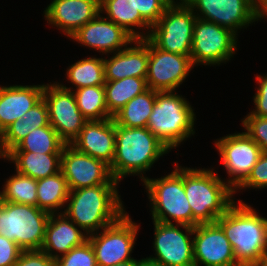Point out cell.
Listing matches in <instances>:
<instances>
[{"label": "cell", "instance_id": "cell-6", "mask_svg": "<svg viewBox=\"0 0 267 266\" xmlns=\"http://www.w3.org/2000/svg\"><path fill=\"white\" fill-rule=\"evenodd\" d=\"M174 165L173 171L161 178L143 180L152 220L194 227V217L184 191V166L177 162Z\"/></svg>", "mask_w": 267, "mask_h": 266}, {"label": "cell", "instance_id": "cell-16", "mask_svg": "<svg viewBox=\"0 0 267 266\" xmlns=\"http://www.w3.org/2000/svg\"><path fill=\"white\" fill-rule=\"evenodd\" d=\"M60 171L67 180L69 190L103 184H119L112 176L110 165L78 152L71 145H65L62 149Z\"/></svg>", "mask_w": 267, "mask_h": 266}, {"label": "cell", "instance_id": "cell-29", "mask_svg": "<svg viewBox=\"0 0 267 266\" xmlns=\"http://www.w3.org/2000/svg\"><path fill=\"white\" fill-rule=\"evenodd\" d=\"M106 107L113 116L132 98L148 89L146 78L126 77L115 81H106L104 84Z\"/></svg>", "mask_w": 267, "mask_h": 266}, {"label": "cell", "instance_id": "cell-12", "mask_svg": "<svg viewBox=\"0 0 267 266\" xmlns=\"http://www.w3.org/2000/svg\"><path fill=\"white\" fill-rule=\"evenodd\" d=\"M155 256L146 257L162 266H195L193 252L194 227L153 221ZM185 230V232L180 229Z\"/></svg>", "mask_w": 267, "mask_h": 266}, {"label": "cell", "instance_id": "cell-7", "mask_svg": "<svg viewBox=\"0 0 267 266\" xmlns=\"http://www.w3.org/2000/svg\"><path fill=\"white\" fill-rule=\"evenodd\" d=\"M50 213L36 206L0 201V235L22 250H40Z\"/></svg>", "mask_w": 267, "mask_h": 266}, {"label": "cell", "instance_id": "cell-14", "mask_svg": "<svg viewBox=\"0 0 267 266\" xmlns=\"http://www.w3.org/2000/svg\"><path fill=\"white\" fill-rule=\"evenodd\" d=\"M185 3L197 18L216 23L236 34L258 21V0H185Z\"/></svg>", "mask_w": 267, "mask_h": 266}, {"label": "cell", "instance_id": "cell-37", "mask_svg": "<svg viewBox=\"0 0 267 266\" xmlns=\"http://www.w3.org/2000/svg\"><path fill=\"white\" fill-rule=\"evenodd\" d=\"M135 10L152 27L164 14L166 5L161 0H131Z\"/></svg>", "mask_w": 267, "mask_h": 266}, {"label": "cell", "instance_id": "cell-1", "mask_svg": "<svg viewBox=\"0 0 267 266\" xmlns=\"http://www.w3.org/2000/svg\"><path fill=\"white\" fill-rule=\"evenodd\" d=\"M255 210L239 199L216 220L240 266H258L267 257V218Z\"/></svg>", "mask_w": 267, "mask_h": 266}, {"label": "cell", "instance_id": "cell-43", "mask_svg": "<svg viewBox=\"0 0 267 266\" xmlns=\"http://www.w3.org/2000/svg\"><path fill=\"white\" fill-rule=\"evenodd\" d=\"M138 266H162L161 264L150 261L147 258L140 259Z\"/></svg>", "mask_w": 267, "mask_h": 266}, {"label": "cell", "instance_id": "cell-44", "mask_svg": "<svg viewBox=\"0 0 267 266\" xmlns=\"http://www.w3.org/2000/svg\"><path fill=\"white\" fill-rule=\"evenodd\" d=\"M140 259H133L130 261H126V262H122V263H118L117 265H112V266H138Z\"/></svg>", "mask_w": 267, "mask_h": 266}, {"label": "cell", "instance_id": "cell-15", "mask_svg": "<svg viewBox=\"0 0 267 266\" xmlns=\"http://www.w3.org/2000/svg\"><path fill=\"white\" fill-rule=\"evenodd\" d=\"M194 68L190 55L163 51L149 40L146 83L157 92L175 91Z\"/></svg>", "mask_w": 267, "mask_h": 266}, {"label": "cell", "instance_id": "cell-18", "mask_svg": "<svg viewBox=\"0 0 267 266\" xmlns=\"http://www.w3.org/2000/svg\"><path fill=\"white\" fill-rule=\"evenodd\" d=\"M70 39L92 50H98L102 55H109V53L111 55L124 49L134 38L122 27L99 13L76 31Z\"/></svg>", "mask_w": 267, "mask_h": 266}, {"label": "cell", "instance_id": "cell-3", "mask_svg": "<svg viewBox=\"0 0 267 266\" xmlns=\"http://www.w3.org/2000/svg\"><path fill=\"white\" fill-rule=\"evenodd\" d=\"M169 151L147 127L129 128L115 124V156L110 165L112 176L118 182L128 175L139 176L143 181L144 174Z\"/></svg>", "mask_w": 267, "mask_h": 266}, {"label": "cell", "instance_id": "cell-8", "mask_svg": "<svg viewBox=\"0 0 267 266\" xmlns=\"http://www.w3.org/2000/svg\"><path fill=\"white\" fill-rule=\"evenodd\" d=\"M196 18L185 2L167 6L164 14L151 27L148 39L163 51L190 55Z\"/></svg>", "mask_w": 267, "mask_h": 266}, {"label": "cell", "instance_id": "cell-22", "mask_svg": "<svg viewBox=\"0 0 267 266\" xmlns=\"http://www.w3.org/2000/svg\"><path fill=\"white\" fill-rule=\"evenodd\" d=\"M82 231L64 213H52L46 226L44 241L40 250L56 260L72 248L88 240V234Z\"/></svg>", "mask_w": 267, "mask_h": 266}, {"label": "cell", "instance_id": "cell-4", "mask_svg": "<svg viewBox=\"0 0 267 266\" xmlns=\"http://www.w3.org/2000/svg\"><path fill=\"white\" fill-rule=\"evenodd\" d=\"M184 191L198 224L215 223L236 201L234 190L214 169L184 167Z\"/></svg>", "mask_w": 267, "mask_h": 266}, {"label": "cell", "instance_id": "cell-33", "mask_svg": "<svg viewBox=\"0 0 267 266\" xmlns=\"http://www.w3.org/2000/svg\"><path fill=\"white\" fill-rule=\"evenodd\" d=\"M65 145L56 130L49 124L28 133L11 151H29L41 154L62 153Z\"/></svg>", "mask_w": 267, "mask_h": 266}, {"label": "cell", "instance_id": "cell-10", "mask_svg": "<svg viewBox=\"0 0 267 266\" xmlns=\"http://www.w3.org/2000/svg\"><path fill=\"white\" fill-rule=\"evenodd\" d=\"M237 36L228 28L196 18L190 53L193 66L226 64L236 53Z\"/></svg>", "mask_w": 267, "mask_h": 266}, {"label": "cell", "instance_id": "cell-26", "mask_svg": "<svg viewBox=\"0 0 267 266\" xmlns=\"http://www.w3.org/2000/svg\"><path fill=\"white\" fill-rule=\"evenodd\" d=\"M48 107L42 98L35 106L4 130V142L8 153L14 149L31 131L48 126Z\"/></svg>", "mask_w": 267, "mask_h": 266}, {"label": "cell", "instance_id": "cell-5", "mask_svg": "<svg viewBox=\"0 0 267 266\" xmlns=\"http://www.w3.org/2000/svg\"><path fill=\"white\" fill-rule=\"evenodd\" d=\"M177 91H156L147 129L170 151L195 134L196 114L186 98Z\"/></svg>", "mask_w": 267, "mask_h": 266}, {"label": "cell", "instance_id": "cell-41", "mask_svg": "<svg viewBox=\"0 0 267 266\" xmlns=\"http://www.w3.org/2000/svg\"><path fill=\"white\" fill-rule=\"evenodd\" d=\"M267 18V0H258V20Z\"/></svg>", "mask_w": 267, "mask_h": 266}, {"label": "cell", "instance_id": "cell-25", "mask_svg": "<svg viewBox=\"0 0 267 266\" xmlns=\"http://www.w3.org/2000/svg\"><path fill=\"white\" fill-rule=\"evenodd\" d=\"M61 154L10 151L8 161L15 164V171L18 173L39 180L60 172Z\"/></svg>", "mask_w": 267, "mask_h": 266}, {"label": "cell", "instance_id": "cell-17", "mask_svg": "<svg viewBox=\"0 0 267 266\" xmlns=\"http://www.w3.org/2000/svg\"><path fill=\"white\" fill-rule=\"evenodd\" d=\"M193 252L195 266H240L232 245L216 222L194 227Z\"/></svg>", "mask_w": 267, "mask_h": 266}, {"label": "cell", "instance_id": "cell-35", "mask_svg": "<svg viewBox=\"0 0 267 266\" xmlns=\"http://www.w3.org/2000/svg\"><path fill=\"white\" fill-rule=\"evenodd\" d=\"M241 120L244 131L267 153V117L246 115Z\"/></svg>", "mask_w": 267, "mask_h": 266}, {"label": "cell", "instance_id": "cell-45", "mask_svg": "<svg viewBox=\"0 0 267 266\" xmlns=\"http://www.w3.org/2000/svg\"><path fill=\"white\" fill-rule=\"evenodd\" d=\"M166 6H173V5H176V4H179V3H183L185 2V0H161Z\"/></svg>", "mask_w": 267, "mask_h": 266}, {"label": "cell", "instance_id": "cell-21", "mask_svg": "<svg viewBox=\"0 0 267 266\" xmlns=\"http://www.w3.org/2000/svg\"><path fill=\"white\" fill-rule=\"evenodd\" d=\"M148 59L149 39H133L124 49L104 59L105 80L115 81L126 77L146 78Z\"/></svg>", "mask_w": 267, "mask_h": 266}, {"label": "cell", "instance_id": "cell-40", "mask_svg": "<svg viewBox=\"0 0 267 266\" xmlns=\"http://www.w3.org/2000/svg\"><path fill=\"white\" fill-rule=\"evenodd\" d=\"M22 249L15 243L0 235V266H13Z\"/></svg>", "mask_w": 267, "mask_h": 266}, {"label": "cell", "instance_id": "cell-20", "mask_svg": "<svg viewBox=\"0 0 267 266\" xmlns=\"http://www.w3.org/2000/svg\"><path fill=\"white\" fill-rule=\"evenodd\" d=\"M71 146L78 152L111 165L115 156V122L113 118L87 121Z\"/></svg>", "mask_w": 267, "mask_h": 266}, {"label": "cell", "instance_id": "cell-23", "mask_svg": "<svg viewBox=\"0 0 267 266\" xmlns=\"http://www.w3.org/2000/svg\"><path fill=\"white\" fill-rule=\"evenodd\" d=\"M44 84L0 86V127L9 125L43 98Z\"/></svg>", "mask_w": 267, "mask_h": 266}, {"label": "cell", "instance_id": "cell-11", "mask_svg": "<svg viewBox=\"0 0 267 266\" xmlns=\"http://www.w3.org/2000/svg\"><path fill=\"white\" fill-rule=\"evenodd\" d=\"M59 82L44 84L43 99L48 107L50 125L66 144L78 137L87 119L80 112L73 88Z\"/></svg>", "mask_w": 267, "mask_h": 266}, {"label": "cell", "instance_id": "cell-9", "mask_svg": "<svg viewBox=\"0 0 267 266\" xmlns=\"http://www.w3.org/2000/svg\"><path fill=\"white\" fill-rule=\"evenodd\" d=\"M139 225L124 213L116 222L88 235L98 266H112L133 260L131 253L137 241Z\"/></svg>", "mask_w": 267, "mask_h": 266}, {"label": "cell", "instance_id": "cell-32", "mask_svg": "<svg viewBox=\"0 0 267 266\" xmlns=\"http://www.w3.org/2000/svg\"><path fill=\"white\" fill-rule=\"evenodd\" d=\"M0 191V201L37 207V180L20 174L9 176Z\"/></svg>", "mask_w": 267, "mask_h": 266}, {"label": "cell", "instance_id": "cell-36", "mask_svg": "<svg viewBox=\"0 0 267 266\" xmlns=\"http://www.w3.org/2000/svg\"><path fill=\"white\" fill-rule=\"evenodd\" d=\"M265 187L267 188V153L262 152L247 178L234 190V194L243 188L259 190Z\"/></svg>", "mask_w": 267, "mask_h": 266}, {"label": "cell", "instance_id": "cell-19", "mask_svg": "<svg viewBox=\"0 0 267 266\" xmlns=\"http://www.w3.org/2000/svg\"><path fill=\"white\" fill-rule=\"evenodd\" d=\"M43 13L49 25L70 38L100 13V0H53Z\"/></svg>", "mask_w": 267, "mask_h": 266}, {"label": "cell", "instance_id": "cell-28", "mask_svg": "<svg viewBox=\"0 0 267 266\" xmlns=\"http://www.w3.org/2000/svg\"><path fill=\"white\" fill-rule=\"evenodd\" d=\"M69 192L67 180L61 171L39 179L37 180V207L50 214L59 213L66 205Z\"/></svg>", "mask_w": 267, "mask_h": 266}, {"label": "cell", "instance_id": "cell-13", "mask_svg": "<svg viewBox=\"0 0 267 266\" xmlns=\"http://www.w3.org/2000/svg\"><path fill=\"white\" fill-rule=\"evenodd\" d=\"M214 145L229 177L225 181L235 190L247 178L262 154V150L243 131L216 139Z\"/></svg>", "mask_w": 267, "mask_h": 266}, {"label": "cell", "instance_id": "cell-46", "mask_svg": "<svg viewBox=\"0 0 267 266\" xmlns=\"http://www.w3.org/2000/svg\"><path fill=\"white\" fill-rule=\"evenodd\" d=\"M258 266H267V257Z\"/></svg>", "mask_w": 267, "mask_h": 266}, {"label": "cell", "instance_id": "cell-30", "mask_svg": "<svg viewBox=\"0 0 267 266\" xmlns=\"http://www.w3.org/2000/svg\"><path fill=\"white\" fill-rule=\"evenodd\" d=\"M66 78L74 85V89H80L88 86L104 85L105 70L104 58L86 57L76 61L66 70Z\"/></svg>", "mask_w": 267, "mask_h": 266}, {"label": "cell", "instance_id": "cell-42", "mask_svg": "<svg viewBox=\"0 0 267 266\" xmlns=\"http://www.w3.org/2000/svg\"><path fill=\"white\" fill-rule=\"evenodd\" d=\"M8 154L9 153L5 147V142H4V130L0 127V158L8 160Z\"/></svg>", "mask_w": 267, "mask_h": 266}, {"label": "cell", "instance_id": "cell-27", "mask_svg": "<svg viewBox=\"0 0 267 266\" xmlns=\"http://www.w3.org/2000/svg\"><path fill=\"white\" fill-rule=\"evenodd\" d=\"M155 99L156 91L148 88L113 115L115 124L129 128L147 127Z\"/></svg>", "mask_w": 267, "mask_h": 266}, {"label": "cell", "instance_id": "cell-2", "mask_svg": "<svg viewBox=\"0 0 267 266\" xmlns=\"http://www.w3.org/2000/svg\"><path fill=\"white\" fill-rule=\"evenodd\" d=\"M119 184H103L70 190L64 213L88 235L116 222L124 213Z\"/></svg>", "mask_w": 267, "mask_h": 266}, {"label": "cell", "instance_id": "cell-24", "mask_svg": "<svg viewBox=\"0 0 267 266\" xmlns=\"http://www.w3.org/2000/svg\"><path fill=\"white\" fill-rule=\"evenodd\" d=\"M100 13L106 14L105 18L122 27L134 39H145L150 34L151 26L141 17L138 10H135L131 0H100ZM144 28L148 32L144 33ZM138 29L143 31L140 32Z\"/></svg>", "mask_w": 267, "mask_h": 266}, {"label": "cell", "instance_id": "cell-31", "mask_svg": "<svg viewBox=\"0 0 267 266\" xmlns=\"http://www.w3.org/2000/svg\"><path fill=\"white\" fill-rule=\"evenodd\" d=\"M73 93L77 106L87 121L113 118L106 107L104 85L83 87Z\"/></svg>", "mask_w": 267, "mask_h": 266}, {"label": "cell", "instance_id": "cell-39", "mask_svg": "<svg viewBox=\"0 0 267 266\" xmlns=\"http://www.w3.org/2000/svg\"><path fill=\"white\" fill-rule=\"evenodd\" d=\"M257 84L259 85L256 93L253 96L255 109L247 115H256L259 117H267V74L264 76H256Z\"/></svg>", "mask_w": 267, "mask_h": 266}, {"label": "cell", "instance_id": "cell-34", "mask_svg": "<svg viewBox=\"0 0 267 266\" xmlns=\"http://www.w3.org/2000/svg\"><path fill=\"white\" fill-rule=\"evenodd\" d=\"M55 266H98L95 252L89 240L72 248L55 260Z\"/></svg>", "mask_w": 267, "mask_h": 266}, {"label": "cell", "instance_id": "cell-38", "mask_svg": "<svg viewBox=\"0 0 267 266\" xmlns=\"http://www.w3.org/2000/svg\"><path fill=\"white\" fill-rule=\"evenodd\" d=\"M13 266H55V260L42 250H22Z\"/></svg>", "mask_w": 267, "mask_h": 266}]
</instances>
